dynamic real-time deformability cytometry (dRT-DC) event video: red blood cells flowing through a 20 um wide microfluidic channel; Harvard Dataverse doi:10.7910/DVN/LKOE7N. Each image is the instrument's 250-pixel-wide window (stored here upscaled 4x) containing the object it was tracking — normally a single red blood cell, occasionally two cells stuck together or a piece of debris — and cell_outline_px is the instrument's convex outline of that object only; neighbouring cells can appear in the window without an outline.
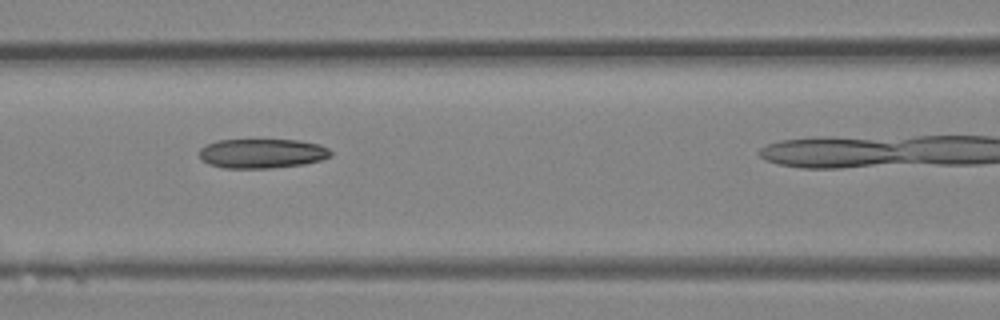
{"species": "Egyptian fruit bat (a non-hibernating species)", "species_latin": "Rousettus aegyptiacus", "temperature_condition": "room temperature", "stored_images_in_passage": 18, "camera_frame_rate_fps": 3000, "um_per_image_px": 0.085, "animal": {"sex": "female"}, "frame": {"image": 1, "passage_image": 13, "time_ms": 4.0, "image_size_px": [1000, 320], "cell_outline_px": [[332, 156], [320, 160], [304, 164], [272, 168], [224, 168], [208, 164], [200, 160], [200, 148], [216, 140], [300, 140], [320, 144], [328, 148], [332, 152]], "centroid_in_image_um": [22.28, 13.04], "position_along_channel_um": 144.3, "area_um2": 22.72}}